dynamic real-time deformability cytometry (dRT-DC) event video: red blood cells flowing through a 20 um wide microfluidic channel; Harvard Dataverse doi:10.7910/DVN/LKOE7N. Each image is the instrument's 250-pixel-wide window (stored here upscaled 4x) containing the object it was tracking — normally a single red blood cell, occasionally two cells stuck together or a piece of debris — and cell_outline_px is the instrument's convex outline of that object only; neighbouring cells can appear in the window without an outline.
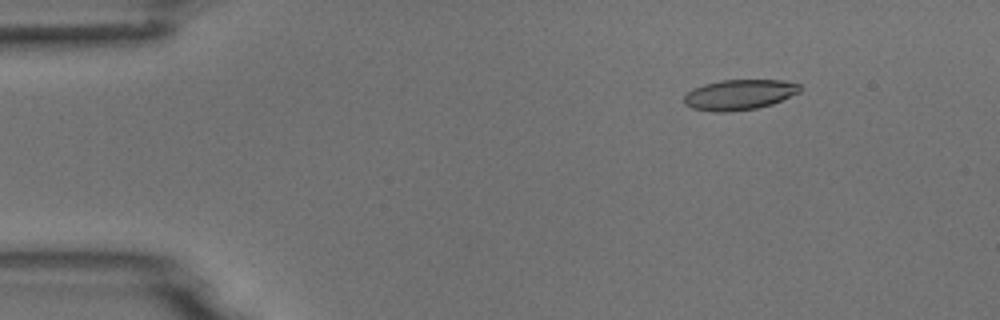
{"species": "common noctule bat (a hibernating species)", "species_latin": "Nyctalus noctula", "temperature_condition": "room temperature", "stored_images_in_passage": 12, "camera_frame_rate_fps": 3000, "um_per_image_px": 0.085, "animal": {"sex": "male", "body_mass_g": 18.8}, "frame": {"image": 1, "passage_image": 7, "time_ms": 2.0, "image_size_px": [1000, 320], "cell_outline_px": [[800, 92], [772, 104], [756, 108], [724, 112], [712, 112], [692, 108], [684, 104], [684, 96], [692, 88], [704, 84], [720, 80], [784, 80], [800, 84]], "centroid_in_image_um": [62.82, 8.04], "position_along_channel_um": 22.2, "area_um2": 20.52}}